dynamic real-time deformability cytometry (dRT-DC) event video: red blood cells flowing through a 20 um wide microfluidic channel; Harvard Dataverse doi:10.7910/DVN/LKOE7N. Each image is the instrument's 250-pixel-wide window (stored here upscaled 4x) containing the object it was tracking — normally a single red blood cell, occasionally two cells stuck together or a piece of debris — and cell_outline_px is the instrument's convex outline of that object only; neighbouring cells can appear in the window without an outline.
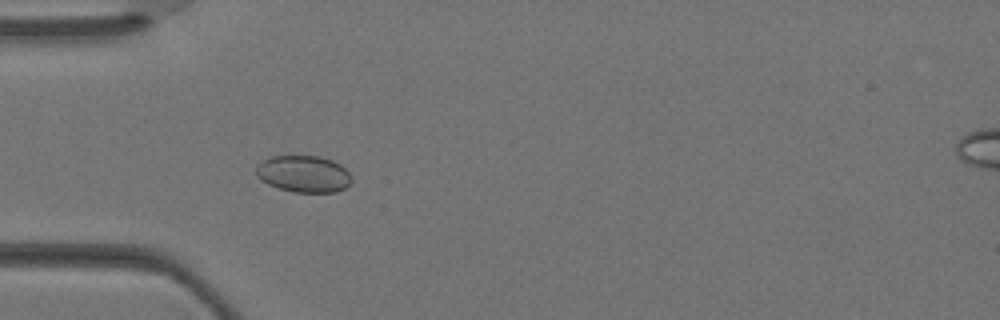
{"species": "Egyptian fruit bat (a non-hibernating species)", "species_latin": "Rousettus aegyptiacus", "temperature_condition": "warm", "stored_images_in_passage": 4, "camera_frame_rate_fps": 3000, "um_per_image_px": 0.085, "animal": {"sex": "female"}, "frame": {"image": 1, "passage_image": 4, "time_ms": 1.0, "image_size_px": [1000, 320], "cell_outline_px": [[352, 180], [344, 188], [336, 192], [292, 192], [268, 184], [260, 180], [256, 176], [256, 164], [272, 156], [320, 156], [332, 160], [340, 164], [352, 176]], "centroid_in_image_um": [25.79, 14.78], "position_along_channel_um": 59.2, "area_um2": 20.52}}